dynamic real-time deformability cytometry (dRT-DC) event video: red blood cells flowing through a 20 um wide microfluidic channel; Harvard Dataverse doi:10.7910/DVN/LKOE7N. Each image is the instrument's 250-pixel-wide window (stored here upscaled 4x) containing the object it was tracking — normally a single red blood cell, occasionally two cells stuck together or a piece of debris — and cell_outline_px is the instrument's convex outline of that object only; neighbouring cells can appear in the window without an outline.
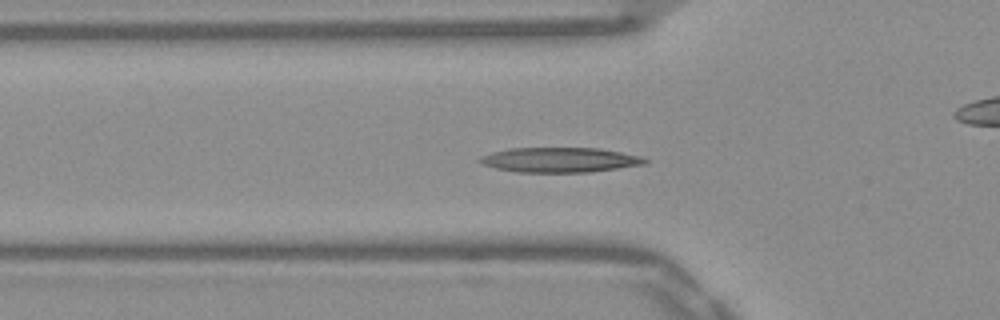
{"species": "Egyptian fruit bat (a non-hibernating species)", "species_latin": "Rousettus aegyptiacus", "temperature_condition": "warm", "stored_images_in_passage": 47, "camera_frame_rate_fps": 3000, "um_per_image_px": 0.085, "frame": {"image": 1, "passage_image": 11, "time_ms": 3.333, "image_size_px": [1000, 320], "cell_outline_px": [[648, 164], [588, 172], [516, 172], [496, 168], [484, 164], [476, 160], [480, 156], [492, 152], [508, 148], [600, 148], [640, 156], [648, 160]], "centroid_in_image_um": [47.57, 13.59], "position_along_channel_um": 78.2, "area_um2": 23.93}}
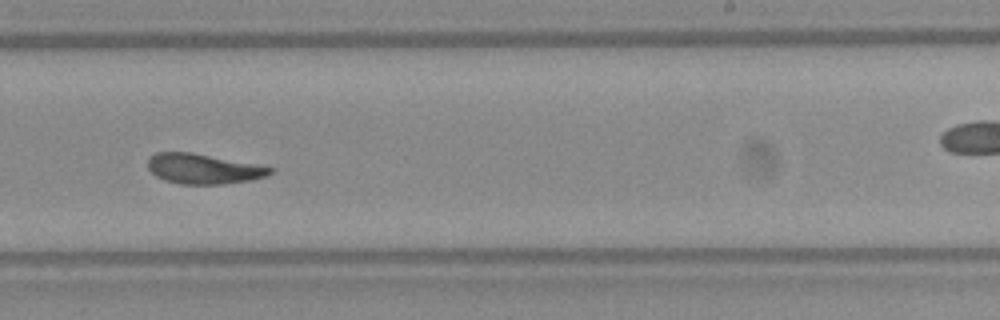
{"frame": {"image": 2, "passage_image": 26, "time_ms": 8.333, "image_size_px": [1000, 320], "cell_outline_px": [[272, 172], [268, 176], [252, 180], [224, 184], [180, 184], [164, 180], [156, 176], [148, 168], [148, 156], [156, 152], [192, 152], [256, 164], [272, 168]], "centroid_in_image_um": [17.26, 14.35], "position_along_channel_um": 271.7, "area_um2": 21.5}}
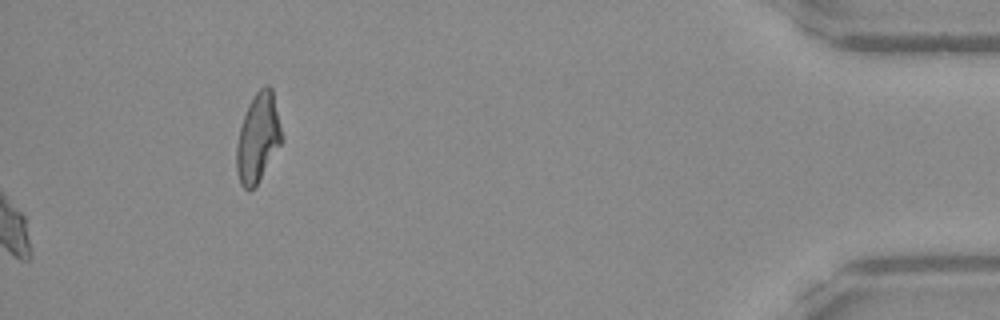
{"frame": {"image": 3, "passage_image": 47, "time_ms": 15.333, "image_size_px": [1000, 320], "cell_outline_px": [[284, 136], [280, 144], [256, 184], [248, 192], [240, 184], [236, 172], [236, 148], [240, 128], [248, 104], [256, 92], [264, 84], [268, 84], [272, 88]], "centroid_in_image_um": [21.93, 11.67], "position_along_channel_um": 413.3, "area_um2": 23.29}, "authors_computed_cell_mechanics": {"area_um2": 22.1374, "velocity_mm_per_s": 3.8613, "shape_relaxation_time_tau1_ms": 7.1002, "shape_relaxation_time_tau2_ms": 2.0103, "deformation_change_tau1": 0.2355, "deformation_change_tau2": 0.0966}}